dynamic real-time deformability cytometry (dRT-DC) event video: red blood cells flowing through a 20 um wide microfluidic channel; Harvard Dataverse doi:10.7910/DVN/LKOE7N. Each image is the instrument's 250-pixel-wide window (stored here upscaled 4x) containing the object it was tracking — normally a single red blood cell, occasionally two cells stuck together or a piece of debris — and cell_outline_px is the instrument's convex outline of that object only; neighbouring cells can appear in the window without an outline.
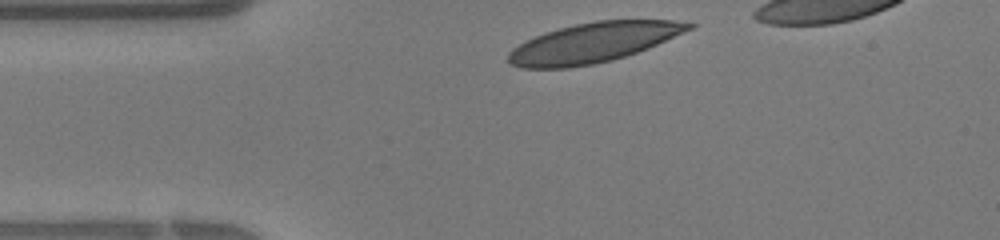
{"species": "human", "species_latin": "Homo sapiens", "temperature_condition": "warm", "stored_images_in_passage": 25, "camera_frame_rate_fps": 3000, "um_per_image_px": 0.085, "donor": {"sex": "female"}, "frame": {"image": 1, "passage_image": 1, "time_ms": 0.0, "image_size_px": [1000, 240], "cell_outline_px": [[696, 24], [692, 28], [648, 48], [612, 60], [592, 64], [568, 68], [520, 68], [508, 64], [508, 52], [512, 48], [544, 32], [576, 24], [596, 20], [672, 20]], "centroid_in_image_um": [50.38, 3.63], "position_along_channel_um": 34.6, "area_um2": 41.44}}
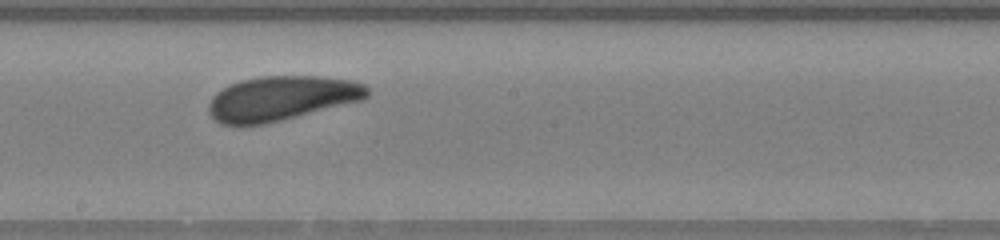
{"frame": {"image": 2, "passage_image": 14, "time_ms": 4.333, "image_size_px": [1000, 240], "cell_outline_px": [[368, 96], [364, 100], [264, 124], [220, 124], [208, 112], [208, 104], [212, 96], [216, 92], [240, 80], [260, 76], [320, 76], [352, 80], [364, 84], [368, 88]], "centroid_in_image_um": [23.94, 8.34], "position_along_channel_um": 224.3, "area_um2": 41.04}}
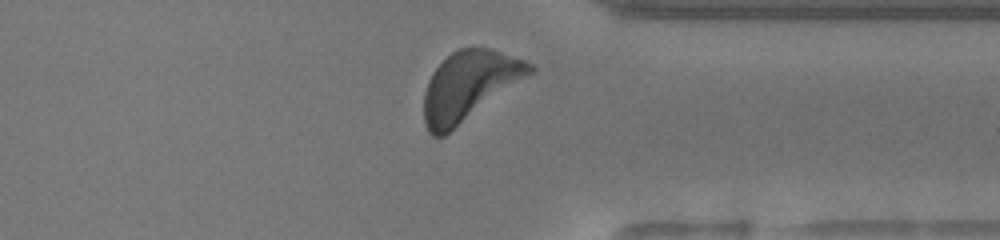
{"frame": {"image": 3, "passage_image": 23, "time_ms": 7.333, "image_size_px": [1000, 240], "cell_outline_px": [[536, 68], [532, 72], [444, 136], [432, 136], [428, 132], [424, 124], [424, 92], [428, 80], [432, 72], [452, 52], [460, 48], [488, 48], [524, 60], [532, 64]], "centroid_in_image_um": [39.82, 7.3], "position_along_channel_um": 371.6, "area_um2": 41.73}}